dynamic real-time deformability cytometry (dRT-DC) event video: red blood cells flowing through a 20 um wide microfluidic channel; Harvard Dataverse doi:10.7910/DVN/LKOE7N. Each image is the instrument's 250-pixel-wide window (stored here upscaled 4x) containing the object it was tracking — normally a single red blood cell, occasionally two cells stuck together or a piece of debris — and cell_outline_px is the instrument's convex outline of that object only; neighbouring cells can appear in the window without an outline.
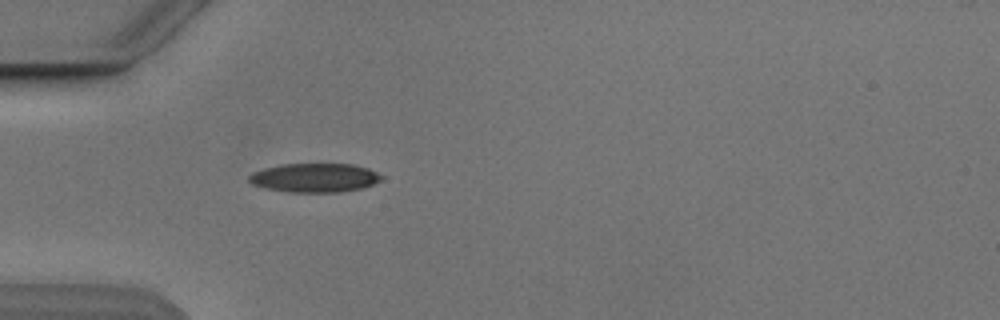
{"species": "Egyptian fruit bat (a non-hibernating species)", "species_latin": "Rousettus aegyptiacus", "temperature_condition": "cold", "stored_images_in_passage": 1, "camera_frame_rate_fps": 3000, "um_per_image_px": 0.085, "animal": {"sex": "male"}, "frame": {"image": 1, "passage_image": 1, "time_ms": 0.0, "image_size_px": [1000, 320], "cell_outline_px": [[384, 176], [380, 180], [372, 184], [360, 188], [340, 192], [288, 192], [268, 188], [252, 184], [248, 180], [248, 176], [252, 172], [264, 168], [280, 164], [352, 164], [368, 168]], "centroid_in_image_um": [26.73, 15.1], "position_along_channel_um": 58.3, "area_um2": 22.25}}